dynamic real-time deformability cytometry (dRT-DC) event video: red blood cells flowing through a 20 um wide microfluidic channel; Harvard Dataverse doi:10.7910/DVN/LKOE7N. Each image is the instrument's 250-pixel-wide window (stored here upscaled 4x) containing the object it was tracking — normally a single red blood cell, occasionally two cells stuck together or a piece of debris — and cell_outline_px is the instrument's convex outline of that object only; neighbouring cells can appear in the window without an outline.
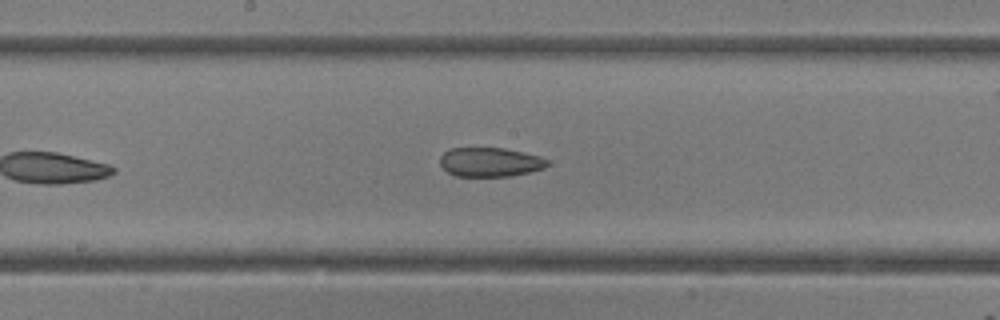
{"species": "common noctule bat (a hibernating species)", "species_latin": "Nyctalus noctula", "temperature_condition": "room temperature", "stored_images_in_passage": 17, "camera_frame_rate_fps": 3000, "um_per_image_px": 0.085, "animal": {"sex": "female"}, "frame": {"image": 1, "passage_image": 17, "time_ms": 5.333, "image_size_px": [1000, 320], "cell_outline_px": [[548, 164], [544, 168], [528, 172], [508, 176], [456, 176], [448, 172], [440, 164], [440, 156], [448, 148], [504, 148], [524, 152], [540, 156], [548, 160]], "centroid_in_image_um": [41.64, 13.77], "position_along_channel_um": 206.6, "area_um2": 18.21}}